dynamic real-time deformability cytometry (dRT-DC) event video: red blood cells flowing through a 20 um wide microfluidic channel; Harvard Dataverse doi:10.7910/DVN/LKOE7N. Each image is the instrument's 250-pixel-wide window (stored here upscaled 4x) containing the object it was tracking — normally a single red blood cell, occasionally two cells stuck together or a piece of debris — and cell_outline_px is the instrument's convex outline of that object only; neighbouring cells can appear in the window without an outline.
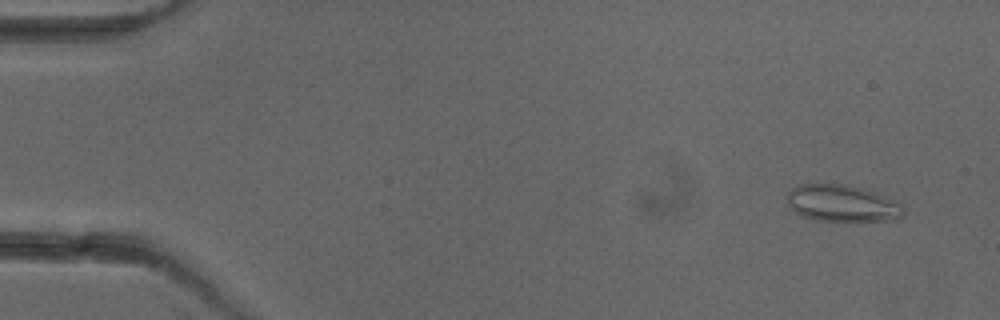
{"species": "common noctule bat (a hibernating species)", "species_latin": "Nyctalus noctula", "temperature_condition": "cold", "stored_images_in_passage": 4, "camera_frame_rate_fps": 3000, "um_per_image_px": 0.085, "animal": {"sex": "female"}, "frame": {"image": 1, "passage_image": 2, "time_ms": 1.0, "image_size_px": [1000, 320], "cell_outline_px": [[904, 216], [896, 220], [816, 220], [800, 216], [788, 204], [788, 192], [792, 188], [804, 184], [840, 184], [860, 188], [884, 196], [900, 204], [904, 208]], "centroid_in_image_um": [71.58, 17.29], "position_along_channel_um": 13.4, "area_um2": 24.45}}